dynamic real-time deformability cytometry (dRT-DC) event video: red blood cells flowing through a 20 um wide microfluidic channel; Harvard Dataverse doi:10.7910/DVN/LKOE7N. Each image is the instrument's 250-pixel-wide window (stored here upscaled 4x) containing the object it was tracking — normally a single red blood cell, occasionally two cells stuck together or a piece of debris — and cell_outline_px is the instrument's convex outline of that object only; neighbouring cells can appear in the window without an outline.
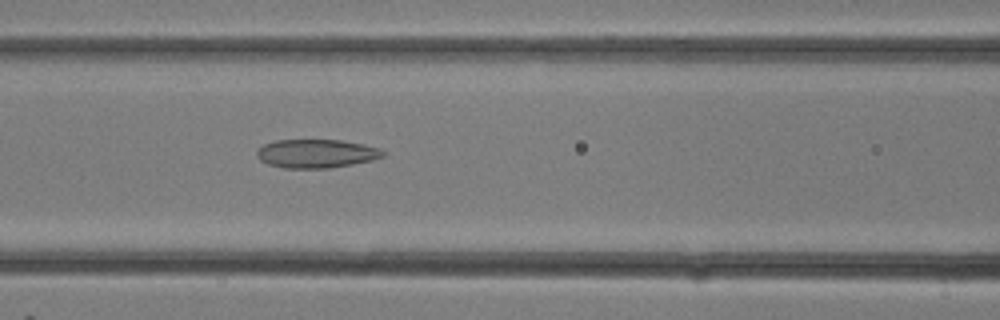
{"species": "common noctule bat (a hibernating species)", "species_latin": "Nyctalus noctula", "temperature_condition": "room temperature", "stored_images_in_passage": 13, "camera_frame_rate_fps": 3000, "um_per_image_px": 0.085, "animal": {"sex": "female"}, "frame": {"image": 1, "passage_image": 13, "time_ms": 4.0, "image_size_px": [1000, 320], "cell_outline_px": [[384, 156], [372, 160], [352, 164], [328, 168], [284, 168], [268, 164], [260, 160], [256, 156], [256, 152], [264, 144], [276, 140], [340, 140], [364, 144], [380, 148], [384, 152]], "centroid_in_image_um": [26.88, 13.05], "position_along_channel_um": 139.7, "area_um2": 20.98}}